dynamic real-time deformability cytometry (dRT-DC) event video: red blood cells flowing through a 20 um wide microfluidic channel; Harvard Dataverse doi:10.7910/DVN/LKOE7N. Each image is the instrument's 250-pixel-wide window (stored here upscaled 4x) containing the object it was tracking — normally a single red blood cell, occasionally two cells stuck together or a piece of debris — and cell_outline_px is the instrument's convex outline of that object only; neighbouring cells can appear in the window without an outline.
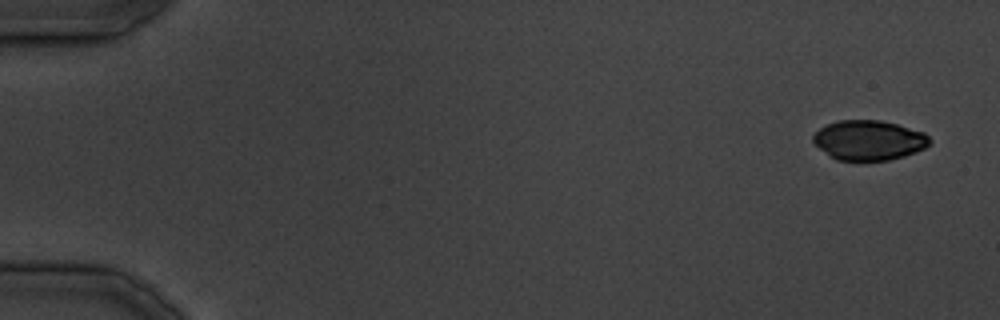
{"species": "common noctule bat (a hibernating species)", "species_latin": "Nyctalus noctula", "temperature_condition": "cold", "stored_images_in_passage": 36, "camera_frame_rate_fps": 3000, "um_per_image_px": 0.085, "animal": {"sex": "male", "body_mass_g": 19.5, "forearm_length_mm": 54.6}, "frame": {"image": 1, "passage_image": 1, "time_ms": 0.0, "image_size_px": [1000, 320], "cell_outline_px": [[932, 140], [924, 148], [916, 152], [904, 156], [888, 160], [836, 160], [828, 156], [812, 140], [812, 136], [820, 128], [836, 120], [880, 120], [896, 124], [924, 132]], "centroid_in_image_um": [73.84, 11.92], "position_along_channel_um": 11.2, "area_um2": 26.99}}
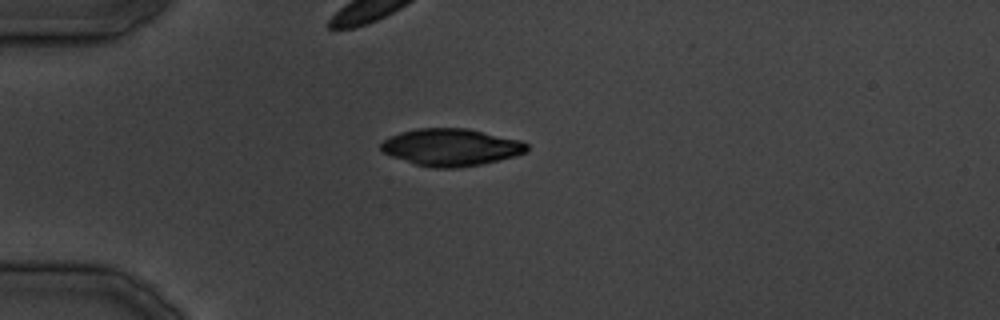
{"frame": {"image": 2, "passage_image": 10, "time_ms": 10.333, "image_size_px": [1000, 320], "cell_outline_px": [[528, 152], [516, 156], [480, 164], [456, 168], [432, 168], [416, 164], [392, 156], [384, 152], [380, 148], [380, 144], [388, 136], [400, 132], [416, 128], [468, 128], [520, 140], [528, 144]], "centroid_in_image_um": [38.35, 12.51], "position_along_channel_um": 46.7, "area_um2": 31.67}}
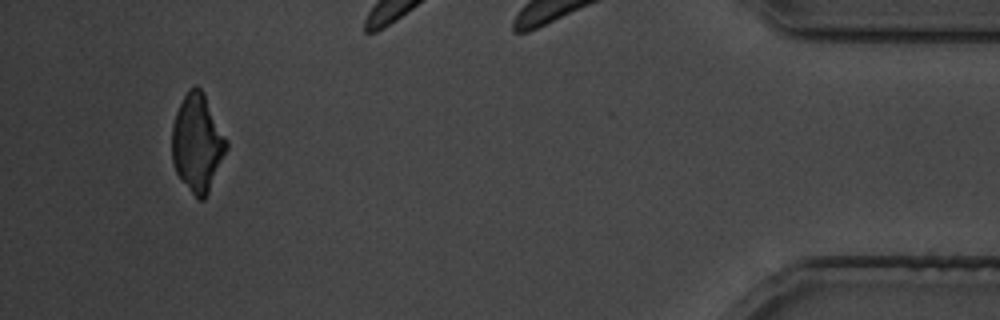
{"frame": {"image": 3, "passage_image": 34, "time_ms": 40.667, "image_size_px": [1000, 320], "cell_outline_px": [[228, 148], [208, 192], [204, 200], [200, 200], [192, 192], [176, 172], [172, 160], [172, 124], [176, 112], [188, 88], [196, 84], [204, 92], [228, 140]], "centroid_in_image_um": [16.79, 12.09], "position_along_channel_um": 418.4, "area_um2": 30.92}}